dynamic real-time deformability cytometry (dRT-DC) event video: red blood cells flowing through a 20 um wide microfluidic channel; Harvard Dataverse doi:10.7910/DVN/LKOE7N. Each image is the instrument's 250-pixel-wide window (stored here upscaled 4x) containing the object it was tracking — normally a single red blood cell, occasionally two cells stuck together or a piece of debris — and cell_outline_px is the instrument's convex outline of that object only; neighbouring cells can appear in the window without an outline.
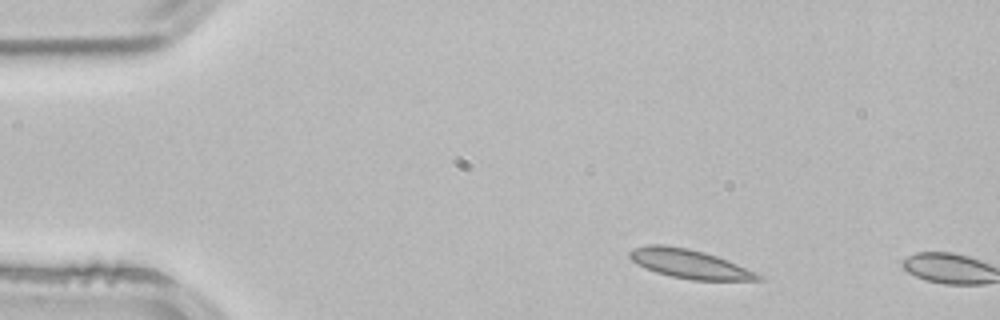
{"species": "common noctule bat (a hibernating species)", "species_latin": "Nyctalus noctula", "temperature_condition": "room temperature", "stored_images_in_passage": 2, "camera_frame_rate_fps": 3000, "um_per_image_px": 0.085, "animal": {"sex": "male", "body_mass_g": 21.5, "forearm_length_mm": 52.0}, "frame": {"image": 1, "passage_image": 1, "time_ms": 0.0, "image_size_px": [1000, 320], "cell_outline_px": [[764, 280], [692, 280], [672, 276], [656, 272], [644, 268], [632, 260], [628, 256], [628, 252], [632, 248], [648, 244], [664, 244], [688, 248], [704, 252], [728, 260], [756, 272], [764, 276]], "centroid_in_image_um": [58.6, 22.42], "position_along_channel_um": 26.4, "area_um2": 21.79}}